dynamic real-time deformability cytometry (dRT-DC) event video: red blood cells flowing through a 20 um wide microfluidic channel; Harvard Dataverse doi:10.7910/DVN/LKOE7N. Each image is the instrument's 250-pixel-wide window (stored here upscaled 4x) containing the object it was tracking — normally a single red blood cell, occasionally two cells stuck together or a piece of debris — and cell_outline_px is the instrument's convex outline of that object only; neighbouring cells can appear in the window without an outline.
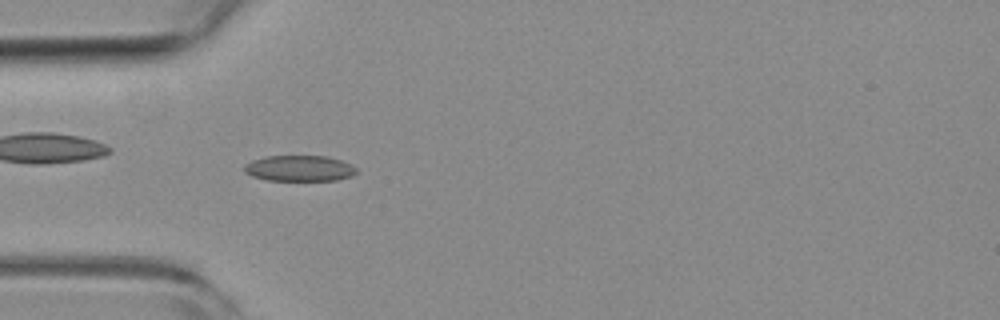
{"species": "common noctule bat (a hibernating species)", "species_latin": "Nyctalus noctula", "temperature_condition": "room temperature", "stored_images_in_passage": 53, "camera_frame_rate_fps": 3000, "um_per_image_px": 0.085, "animal": {"sex": "female", "body_mass_g": 19.3, "forearm_length_mm": 54.1}, "frame": {"image": 1, "passage_image": 15, "time_ms": 4.667, "image_size_px": [1000, 320], "cell_outline_px": [[356, 172], [352, 176], [336, 180], [268, 180], [252, 176], [244, 172], [244, 164], [252, 160], [264, 156], [328, 156], [352, 164], [356, 168]], "centroid_in_image_um": [25.44, 14.3], "position_along_channel_um": 59.6, "area_um2": 16.94}}
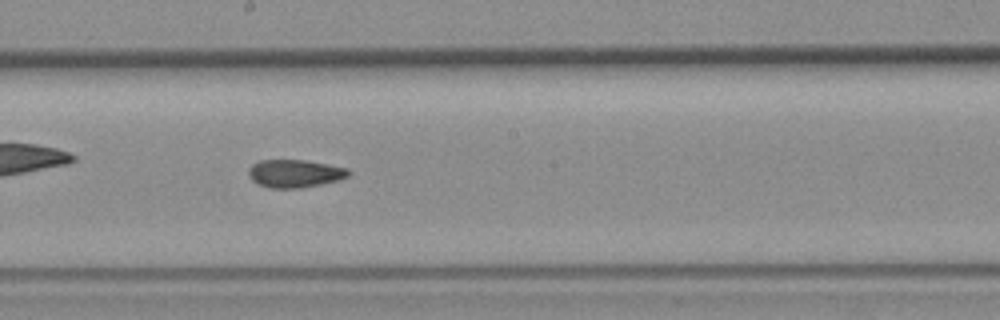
{"frame": {"image": 2, "passage_image": 28, "time_ms": 9.0, "image_size_px": [1000, 320], "cell_outline_px": [[352, 172], [348, 176], [340, 180], [300, 188], [268, 188], [256, 184], [252, 180], [248, 172], [248, 168], [252, 164], [260, 160], [304, 160], [348, 168]], "centroid_in_image_um": [25.05, 14.75], "position_along_channel_um": 223.2, "area_um2": 16.36}}
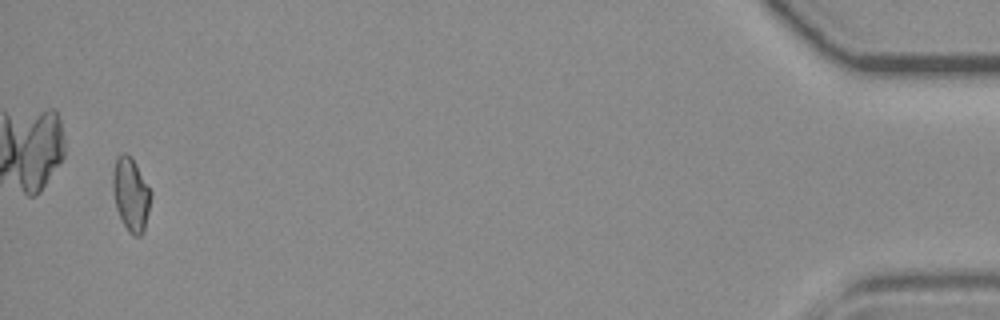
{"frame": {"image": 3, "passage_image": 51, "time_ms": 16.667, "image_size_px": [1000, 320], "cell_outline_px": [[152, 192], [148, 212], [144, 228], [140, 236], [132, 236], [128, 232], [116, 208], [112, 188], [112, 172], [116, 156], [124, 152], [132, 156]], "centroid_in_image_um": [11.11, 16.47], "position_along_channel_um": 424.1, "area_um2": 16.42}, "authors_computed_cell_mechanics": {"area_um2": 16.4152, "velocity_mm_per_s": 3.8257, "shape_relaxation_time_tau1_ms": null, "shape_relaxation_time_tau2_ms": 2.6164, "deformation_change_tau1": null, "deformation_change_tau2": 0.0842}}